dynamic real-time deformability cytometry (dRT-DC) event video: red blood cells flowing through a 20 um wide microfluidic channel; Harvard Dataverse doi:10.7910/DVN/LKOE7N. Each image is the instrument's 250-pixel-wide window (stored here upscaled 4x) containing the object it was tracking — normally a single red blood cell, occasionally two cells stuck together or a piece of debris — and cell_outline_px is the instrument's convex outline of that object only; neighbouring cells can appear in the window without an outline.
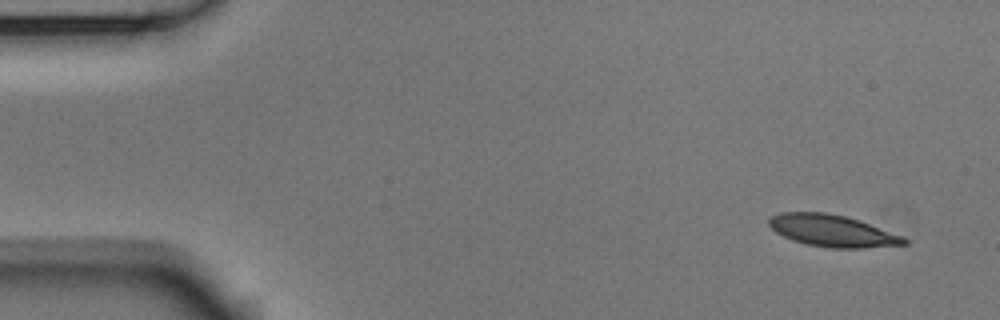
{"species": "Egyptian fruit bat (a non-hibernating species)", "species_latin": "Rousettus aegyptiacus", "temperature_condition": "room temperature", "stored_images_in_passage": 8, "camera_frame_rate_fps": 3000, "um_per_image_px": 0.085, "animal": {"sex": "male"}, "frame": {"image": 1, "passage_image": 1, "time_ms": 0.0, "image_size_px": [1000, 320], "cell_outline_px": [[908, 244], [864, 248], [832, 248], [808, 244], [792, 240], [776, 232], [768, 224], [768, 220], [772, 216], [780, 212], [824, 212], [844, 216], [860, 220], [904, 236], [908, 240]], "centroid_in_image_um": [70.78, 19.61], "position_along_channel_um": 14.2, "area_um2": 25.09}}
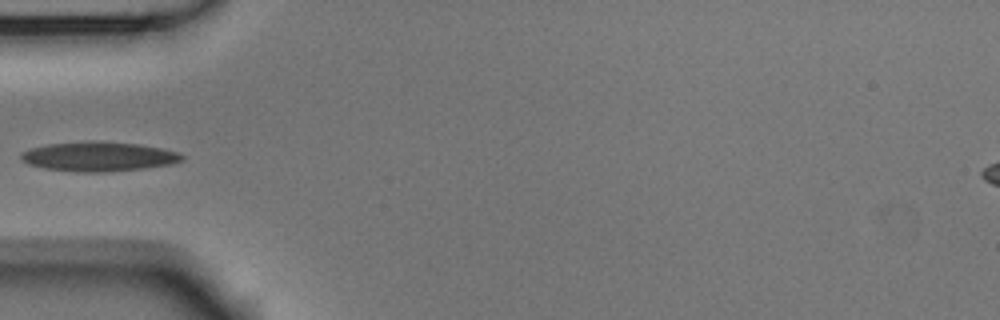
{"frame": {"image": 2, "passage_image": 5, "time_ms": 1.333, "image_size_px": [1000, 320], "cell_outline_px": [[184, 160], [172, 164], [144, 168], [108, 172], [84, 172], [44, 168], [28, 164], [20, 160], [20, 152], [32, 148], [48, 144], [88, 140], [96, 140], [140, 144], [160, 148], [176, 152], [184, 156]], "centroid_in_image_um": [8.37, 13.29], "position_along_channel_um": 76.6, "area_um2": 27.86}}
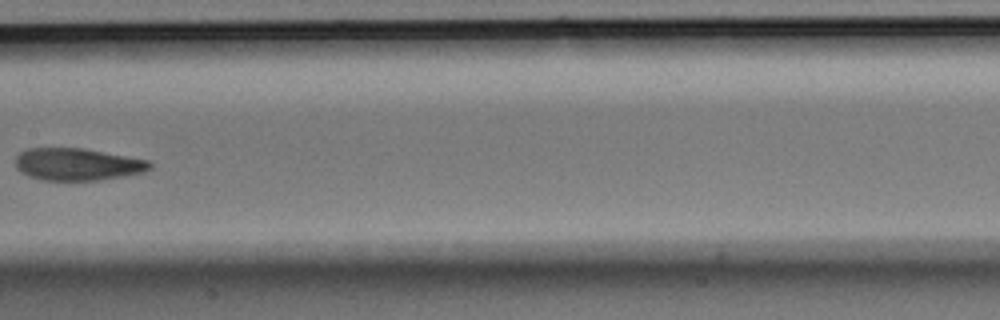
{"frame": {"image": 3, "passage_image": 8, "time_ms": 2.333, "image_size_px": [1000, 320], "cell_outline_px": [[152, 168], [144, 172], [124, 176], [96, 180], [40, 180], [28, 176], [16, 168], [16, 156], [20, 152], [28, 148], [80, 148], [148, 160], [152, 164]], "centroid_in_image_um": [6.56, 13.97], "position_along_channel_um": 200.8, "area_um2": 25.09}}